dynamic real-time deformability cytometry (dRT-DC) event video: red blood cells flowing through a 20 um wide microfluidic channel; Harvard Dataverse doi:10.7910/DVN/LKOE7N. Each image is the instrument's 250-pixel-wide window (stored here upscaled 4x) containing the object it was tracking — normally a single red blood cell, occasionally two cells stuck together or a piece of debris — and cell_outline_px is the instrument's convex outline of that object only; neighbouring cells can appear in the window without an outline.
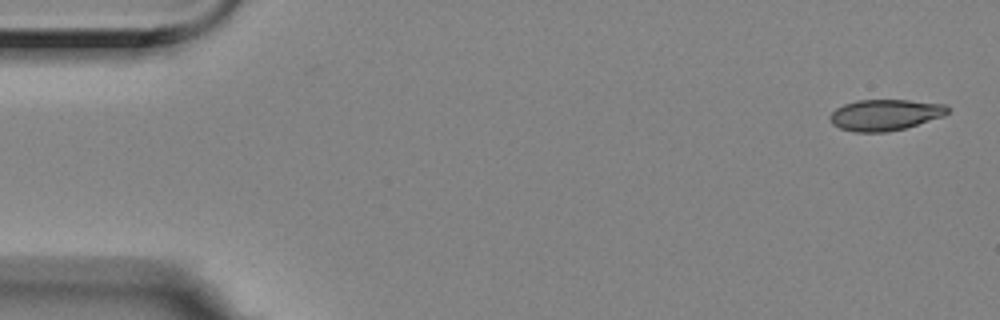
{"species": "Egyptian fruit bat (a non-hibernating species)", "species_latin": "Rousettus aegyptiacus", "temperature_condition": "room temperature", "stored_images_in_passage": 55, "camera_frame_rate_fps": 3000, "um_per_image_px": 0.085, "animal": {"sex": "female"}, "frame": {"image": 1, "passage_image": 1, "time_ms": 0.0, "image_size_px": [1000, 320], "cell_outline_px": [[948, 112], [944, 116], [904, 128], [888, 132], [852, 132], [840, 128], [832, 124], [828, 116], [836, 108], [844, 104], [856, 100], [908, 100], [944, 104], [948, 108]], "centroid_in_image_um": [75.19, 9.77], "position_along_channel_um": 9.8, "area_um2": 21.33}}
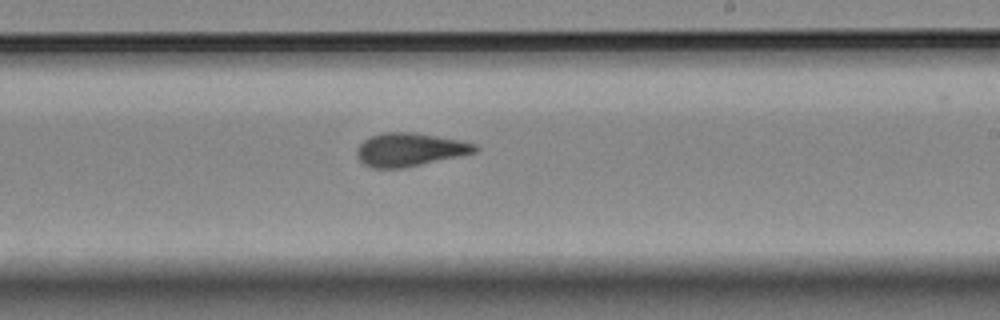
{"frame": {"image": 2, "passage_image": 32, "time_ms": 10.333, "image_size_px": [1000, 320], "cell_outline_px": [[480, 148], [476, 152], [460, 156], [404, 168], [372, 168], [364, 164], [356, 156], [356, 148], [364, 140], [372, 136], [384, 132], [416, 132], [460, 140], [476, 144]], "centroid_in_image_um": [34.84, 12.71], "position_along_channel_um": 254.2, "area_um2": 23.06}}
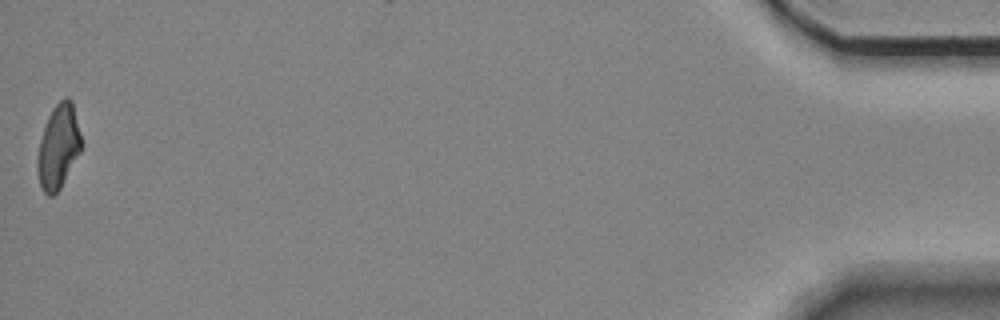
{"frame": {"image": 3, "passage_image": 55, "time_ms": 18.0, "image_size_px": [1000, 320], "cell_outline_px": [[80, 152], [60, 188], [52, 196], [48, 196], [44, 192], [40, 184], [36, 164], [36, 160], [40, 140], [48, 116], [52, 108], [64, 96], [68, 96], [72, 100], [80, 136]], "centroid_in_image_um": [4.94, 12.45], "position_along_channel_um": 430.3, "area_um2": 21.15}, "authors_computed_cell_mechanics": {"area_um2": 22.4264, "velocity_mm_per_s": 3.5398, "shape_relaxation_time_tau1_ms": 9.579, "shape_relaxation_time_tau2_ms": 2.0038, "deformation_change_tau1": 0.2264, "deformation_change_tau2": 0.0807}}